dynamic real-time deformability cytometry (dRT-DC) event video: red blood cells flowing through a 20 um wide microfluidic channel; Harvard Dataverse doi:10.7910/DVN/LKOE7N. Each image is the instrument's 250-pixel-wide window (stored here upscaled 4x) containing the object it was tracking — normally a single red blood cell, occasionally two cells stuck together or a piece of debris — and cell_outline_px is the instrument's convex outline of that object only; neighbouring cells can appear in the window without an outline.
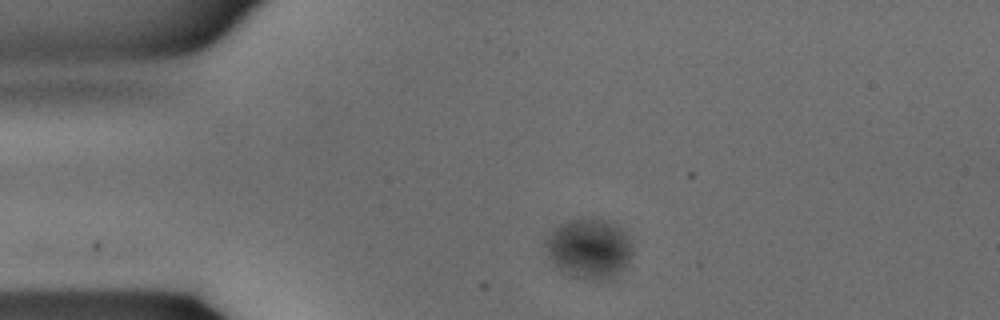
{"species": "common noctule bat (a hibernating species)", "species_latin": "Nyctalus noctula", "temperature_condition": "warm", "stored_images_in_passage": 27, "camera_frame_rate_fps": 3000, "um_per_image_px": 0.085, "animal": {"sex": "male", "body_mass_g": 15.6}, "frame": {"image": 1, "passage_image": 2, "time_ms": 0.333, "image_size_px": [1000, 320], "cell_outline_px": [[632, 252], [628, 260], [608, 280], [588, 280], [572, 276], [560, 272], [552, 264], [548, 256], [544, 244], [544, 236], [560, 224], [568, 220], [580, 216], [600, 216], [620, 228], [628, 240], [632, 248]], "centroid_in_image_um": [49.97, 21.08], "position_along_channel_um": 35.0, "area_um2": 30.81}}
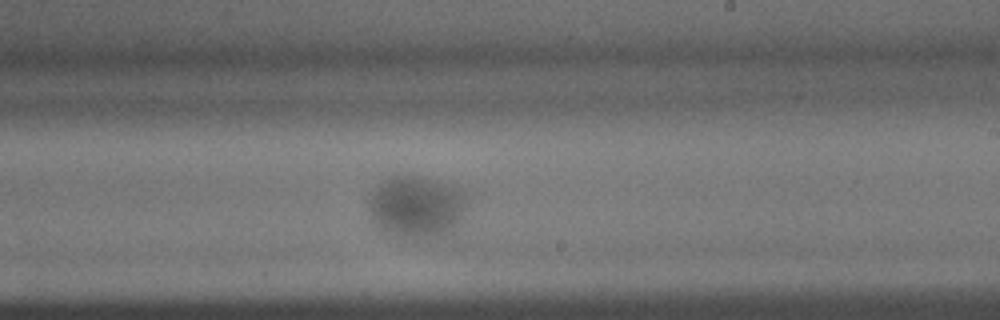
{"frame": {"image": 2, "passage_image": 16, "time_ms": 5.0, "image_size_px": [1000, 320], "cell_outline_px": [[472, 196], [456, 228], [452, 232], [444, 236], [396, 236], [384, 232], [372, 224], [368, 204], [368, 192], [380, 180], [388, 176], [400, 172], [436, 180], [460, 188], [468, 192]], "centroid_in_image_um": [35.38, 17.5], "position_along_channel_um": 253.6, "area_um2": 36.99}}
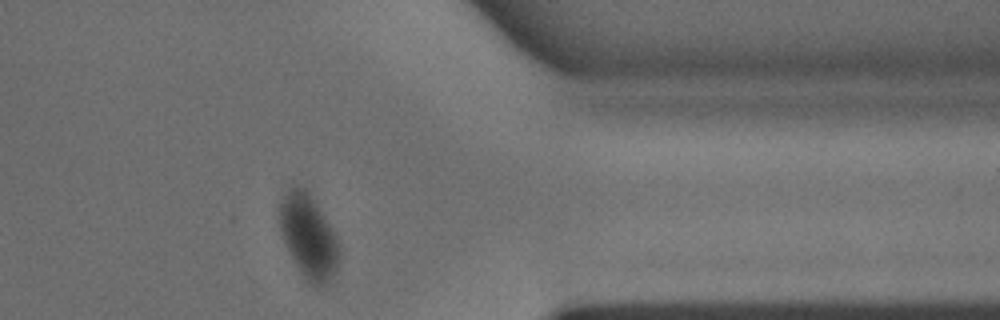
{"frame": {"image": 3, "passage_image": 24, "time_ms": 7.667, "image_size_px": [1000, 320], "cell_outline_px": [[340, 260], [332, 276], [324, 288], [320, 288], [304, 280], [284, 244], [276, 220], [280, 200], [284, 192], [292, 180], [308, 188], [336, 236], [340, 244]], "centroid_in_image_um": [26.17, 20.01], "position_along_channel_um": 385.2, "area_um2": 30.63}}